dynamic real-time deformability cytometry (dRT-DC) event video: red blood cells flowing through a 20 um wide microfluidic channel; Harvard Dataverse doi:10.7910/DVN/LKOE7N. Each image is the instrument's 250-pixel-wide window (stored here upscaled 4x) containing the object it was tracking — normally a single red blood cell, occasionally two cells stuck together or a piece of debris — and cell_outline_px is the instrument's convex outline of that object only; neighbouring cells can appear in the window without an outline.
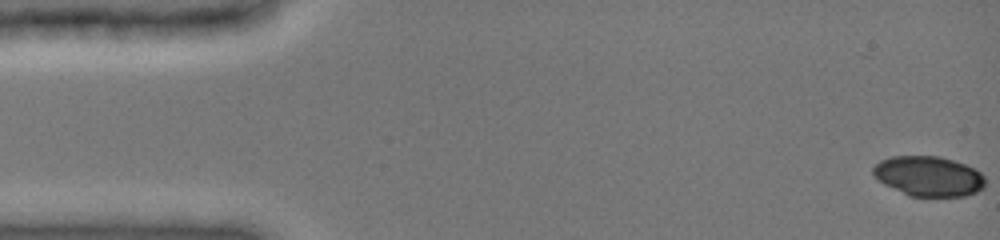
{"species": "common noctule bat (a hibernating species)", "species_latin": "Nyctalus noctula", "temperature_condition": "cold", "stored_images_in_passage": 78, "camera_frame_rate_fps": 3000, "um_per_image_px": 0.085, "animal": {"sex": "female", "body_mass_g": 19.0, "forearm_length_mm": 51.5}, "frame": {"image": 1, "passage_image": 1, "time_ms": 0.0, "image_size_px": [1000, 240], "cell_outline_px": [[984, 184], [976, 192], [964, 196], [908, 196], [884, 184], [872, 172], [872, 168], [880, 160], [892, 156], [940, 156], [964, 164], [980, 172], [984, 176]], "centroid_in_image_um": [78.9, 14.97], "position_along_channel_um": 6.1, "area_um2": 25.89}}